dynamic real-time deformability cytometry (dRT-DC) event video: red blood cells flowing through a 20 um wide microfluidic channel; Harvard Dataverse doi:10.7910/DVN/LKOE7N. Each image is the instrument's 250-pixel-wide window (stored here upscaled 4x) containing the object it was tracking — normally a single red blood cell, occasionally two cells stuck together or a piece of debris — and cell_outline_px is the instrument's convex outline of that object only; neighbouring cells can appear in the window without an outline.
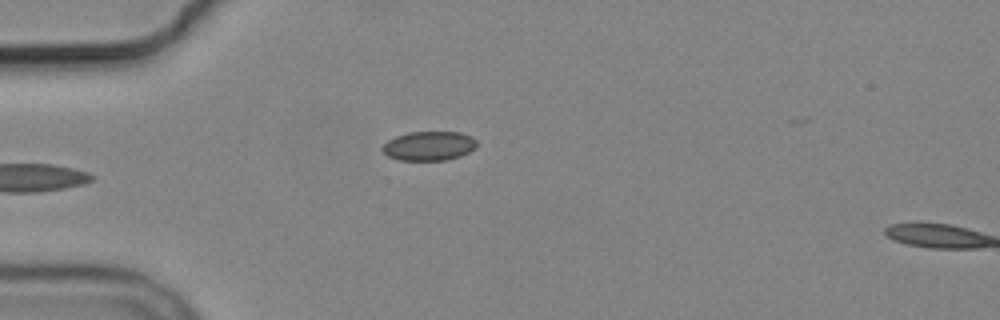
{"species": "common noctule bat (a hibernating species)", "species_latin": "Nyctalus noctula", "temperature_condition": "cold", "stored_images_in_passage": 4, "camera_frame_rate_fps": 3000, "um_per_image_px": 0.085, "animal": {"sex": "male", "body_mass_g": 19.2, "forearm_length_mm": 51.8}, "frame": {"image": 1, "passage_image": 4, "time_ms": 3.667, "image_size_px": [1000, 320], "cell_outline_px": [[476, 148], [460, 156], [444, 160], [400, 160], [388, 156], [380, 148], [388, 140], [396, 136], [408, 132], [460, 132], [472, 136], [476, 140]], "centroid_in_image_um": [36.46, 12.39], "position_along_channel_um": 48.5, "area_um2": 16.07}}